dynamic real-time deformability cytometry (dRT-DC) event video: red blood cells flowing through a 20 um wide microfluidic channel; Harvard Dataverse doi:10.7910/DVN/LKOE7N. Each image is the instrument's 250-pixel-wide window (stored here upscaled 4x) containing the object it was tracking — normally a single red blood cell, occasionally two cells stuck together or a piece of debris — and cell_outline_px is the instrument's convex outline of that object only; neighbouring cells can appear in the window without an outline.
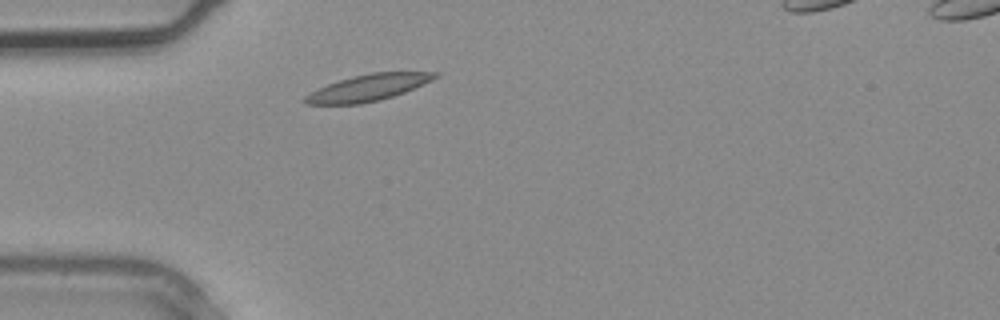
{"species": "common noctule bat (a hibernating species)", "species_latin": "Nyctalus noctula", "temperature_condition": "warm", "stored_images_in_passage": 3, "camera_frame_rate_fps": 3000, "um_per_image_px": 0.085, "animal": {"sex": "male", "body_mass_g": 20.4}, "frame": {"image": 1, "passage_image": 3, "time_ms": 0.667, "image_size_px": [1000, 320], "cell_outline_px": [[440, 76], [432, 80], [404, 92], [380, 100], [360, 104], [304, 104], [300, 100], [304, 96], [328, 84], [352, 76], [372, 72], [440, 72]], "centroid_in_image_um": [31.29, 7.45], "position_along_channel_um": 53.7, "area_um2": 19.94}}